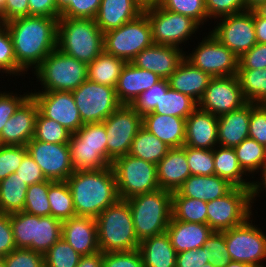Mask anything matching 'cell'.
Instances as JSON below:
<instances>
[{
    "label": "cell",
    "mask_w": 266,
    "mask_h": 267,
    "mask_svg": "<svg viewBox=\"0 0 266 267\" xmlns=\"http://www.w3.org/2000/svg\"><path fill=\"white\" fill-rule=\"evenodd\" d=\"M104 33L95 19L59 17L57 49L86 64L104 51Z\"/></svg>",
    "instance_id": "3"
},
{
    "label": "cell",
    "mask_w": 266,
    "mask_h": 267,
    "mask_svg": "<svg viewBox=\"0 0 266 267\" xmlns=\"http://www.w3.org/2000/svg\"><path fill=\"white\" fill-rule=\"evenodd\" d=\"M169 87L168 79H161L150 89L141 93L130 106L143 117L154 111L161 99V90H168Z\"/></svg>",
    "instance_id": "50"
},
{
    "label": "cell",
    "mask_w": 266,
    "mask_h": 267,
    "mask_svg": "<svg viewBox=\"0 0 266 267\" xmlns=\"http://www.w3.org/2000/svg\"><path fill=\"white\" fill-rule=\"evenodd\" d=\"M62 221L53 216L33 215L32 251L45 254L60 238Z\"/></svg>",
    "instance_id": "35"
},
{
    "label": "cell",
    "mask_w": 266,
    "mask_h": 267,
    "mask_svg": "<svg viewBox=\"0 0 266 267\" xmlns=\"http://www.w3.org/2000/svg\"><path fill=\"white\" fill-rule=\"evenodd\" d=\"M247 103L237 75L212 77L198 102V108L219 117L240 109Z\"/></svg>",
    "instance_id": "17"
},
{
    "label": "cell",
    "mask_w": 266,
    "mask_h": 267,
    "mask_svg": "<svg viewBox=\"0 0 266 267\" xmlns=\"http://www.w3.org/2000/svg\"><path fill=\"white\" fill-rule=\"evenodd\" d=\"M235 186L217 175H190L177 190L182 196L205 202L221 198Z\"/></svg>",
    "instance_id": "31"
},
{
    "label": "cell",
    "mask_w": 266,
    "mask_h": 267,
    "mask_svg": "<svg viewBox=\"0 0 266 267\" xmlns=\"http://www.w3.org/2000/svg\"><path fill=\"white\" fill-rule=\"evenodd\" d=\"M266 69V44L257 43L238 61V70Z\"/></svg>",
    "instance_id": "59"
},
{
    "label": "cell",
    "mask_w": 266,
    "mask_h": 267,
    "mask_svg": "<svg viewBox=\"0 0 266 267\" xmlns=\"http://www.w3.org/2000/svg\"><path fill=\"white\" fill-rule=\"evenodd\" d=\"M185 58L211 77L237 75L239 58L211 32Z\"/></svg>",
    "instance_id": "15"
},
{
    "label": "cell",
    "mask_w": 266,
    "mask_h": 267,
    "mask_svg": "<svg viewBox=\"0 0 266 267\" xmlns=\"http://www.w3.org/2000/svg\"><path fill=\"white\" fill-rule=\"evenodd\" d=\"M82 255L62 237L44 254L45 267H77Z\"/></svg>",
    "instance_id": "45"
},
{
    "label": "cell",
    "mask_w": 266,
    "mask_h": 267,
    "mask_svg": "<svg viewBox=\"0 0 266 267\" xmlns=\"http://www.w3.org/2000/svg\"><path fill=\"white\" fill-rule=\"evenodd\" d=\"M142 125L170 148L184 146L186 119L171 115L148 113L142 117Z\"/></svg>",
    "instance_id": "29"
},
{
    "label": "cell",
    "mask_w": 266,
    "mask_h": 267,
    "mask_svg": "<svg viewBox=\"0 0 266 267\" xmlns=\"http://www.w3.org/2000/svg\"><path fill=\"white\" fill-rule=\"evenodd\" d=\"M26 147L47 180L66 181L74 172L68 144L47 143L32 138Z\"/></svg>",
    "instance_id": "18"
},
{
    "label": "cell",
    "mask_w": 266,
    "mask_h": 267,
    "mask_svg": "<svg viewBox=\"0 0 266 267\" xmlns=\"http://www.w3.org/2000/svg\"><path fill=\"white\" fill-rule=\"evenodd\" d=\"M103 267H144L138 249L120 252L102 253Z\"/></svg>",
    "instance_id": "55"
},
{
    "label": "cell",
    "mask_w": 266,
    "mask_h": 267,
    "mask_svg": "<svg viewBox=\"0 0 266 267\" xmlns=\"http://www.w3.org/2000/svg\"><path fill=\"white\" fill-rule=\"evenodd\" d=\"M233 149L241 168L247 175L249 174L248 177L252 174V178H254V173L260 171L259 175H263L266 170V147L264 145L247 137Z\"/></svg>",
    "instance_id": "38"
},
{
    "label": "cell",
    "mask_w": 266,
    "mask_h": 267,
    "mask_svg": "<svg viewBox=\"0 0 266 267\" xmlns=\"http://www.w3.org/2000/svg\"><path fill=\"white\" fill-rule=\"evenodd\" d=\"M261 179H256L255 181V190H254V198L259 197L258 195L265 189L266 190V170L263 175L260 176ZM260 180V181H259ZM262 180V181H261ZM266 192V191H265Z\"/></svg>",
    "instance_id": "67"
},
{
    "label": "cell",
    "mask_w": 266,
    "mask_h": 267,
    "mask_svg": "<svg viewBox=\"0 0 266 267\" xmlns=\"http://www.w3.org/2000/svg\"><path fill=\"white\" fill-rule=\"evenodd\" d=\"M77 267H103L102 252L81 256Z\"/></svg>",
    "instance_id": "66"
},
{
    "label": "cell",
    "mask_w": 266,
    "mask_h": 267,
    "mask_svg": "<svg viewBox=\"0 0 266 267\" xmlns=\"http://www.w3.org/2000/svg\"><path fill=\"white\" fill-rule=\"evenodd\" d=\"M71 1L74 0H55L57 9L60 13L70 4Z\"/></svg>",
    "instance_id": "69"
},
{
    "label": "cell",
    "mask_w": 266,
    "mask_h": 267,
    "mask_svg": "<svg viewBox=\"0 0 266 267\" xmlns=\"http://www.w3.org/2000/svg\"><path fill=\"white\" fill-rule=\"evenodd\" d=\"M61 237L82 256L100 251L96 218L74 216L62 221Z\"/></svg>",
    "instance_id": "22"
},
{
    "label": "cell",
    "mask_w": 266,
    "mask_h": 267,
    "mask_svg": "<svg viewBox=\"0 0 266 267\" xmlns=\"http://www.w3.org/2000/svg\"><path fill=\"white\" fill-rule=\"evenodd\" d=\"M252 221L250 216L242 224L225 230L227 255L232 261L243 262L252 267H266L263 264V260L266 261V233L253 225Z\"/></svg>",
    "instance_id": "12"
},
{
    "label": "cell",
    "mask_w": 266,
    "mask_h": 267,
    "mask_svg": "<svg viewBox=\"0 0 266 267\" xmlns=\"http://www.w3.org/2000/svg\"><path fill=\"white\" fill-rule=\"evenodd\" d=\"M254 10L261 16L266 18V1L260 3Z\"/></svg>",
    "instance_id": "70"
},
{
    "label": "cell",
    "mask_w": 266,
    "mask_h": 267,
    "mask_svg": "<svg viewBox=\"0 0 266 267\" xmlns=\"http://www.w3.org/2000/svg\"><path fill=\"white\" fill-rule=\"evenodd\" d=\"M251 102L218 117V145L234 148L249 137Z\"/></svg>",
    "instance_id": "27"
},
{
    "label": "cell",
    "mask_w": 266,
    "mask_h": 267,
    "mask_svg": "<svg viewBox=\"0 0 266 267\" xmlns=\"http://www.w3.org/2000/svg\"><path fill=\"white\" fill-rule=\"evenodd\" d=\"M211 262L208 259L207 247L183 251L176 256V267H202Z\"/></svg>",
    "instance_id": "61"
},
{
    "label": "cell",
    "mask_w": 266,
    "mask_h": 267,
    "mask_svg": "<svg viewBox=\"0 0 266 267\" xmlns=\"http://www.w3.org/2000/svg\"><path fill=\"white\" fill-rule=\"evenodd\" d=\"M254 25H255V35L257 43L266 44V18L261 17L254 10Z\"/></svg>",
    "instance_id": "65"
},
{
    "label": "cell",
    "mask_w": 266,
    "mask_h": 267,
    "mask_svg": "<svg viewBox=\"0 0 266 267\" xmlns=\"http://www.w3.org/2000/svg\"><path fill=\"white\" fill-rule=\"evenodd\" d=\"M3 260L5 267H45L44 255L26 248H16Z\"/></svg>",
    "instance_id": "52"
},
{
    "label": "cell",
    "mask_w": 266,
    "mask_h": 267,
    "mask_svg": "<svg viewBox=\"0 0 266 267\" xmlns=\"http://www.w3.org/2000/svg\"><path fill=\"white\" fill-rule=\"evenodd\" d=\"M202 267H216L212 262L206 263Z\"/></svg>",
    "instance_id": "73"
},
{
    "label": "cell",
    "mask_w": 266,
    "mask_h": 267,
    "mask_svg": "<svg viewBox=\"0 0 266 267\" xmlns=\"http://www.w3.org/2000/svg\"><path fill=\"white\" fill-rule=\"evenodd\" d=\"M57 24V18L30 15L6 22L17 65L26 74L57 48Z\"/></svg>",
    "instance_id": "1"
},
{
    "label": "cell",
    "mask_w": 266,
    "mask_h": 267,
    "mask_svg": "<svg viewBox=\"0 0 266 267\" xmlns=\"http://www.w3.org/2000/svg\"><path fill=\"white\" fill-rule=\"evenodd\" d=\"M213 157L215 175L228 180L235 187L255 188V181H249L233 148L217 145L213 149Z\"/></svg>",
    "instance_id": "33"
},
{
    "label": "cell",
    "mask_w": 266,
    "mask_h": 267,
    "mask_svg": "<svg viewBox=\"0 0 266 267\" xmlns=\"http://www.w3.org/2000/svg\"><path fill=\"white\" fill-rule=\"evenodd\" d=\"M185 54L183 48L153 44L138 53L131 63L138 68L154 72L161 79H168L185 58Z\"/></svg>",
    "instance_id": "21"
},
{
    "label": "cell",
    "mask_w": 266,
    "mask_h": 267,
    "mask_svg": "<svg viewBox=\"0 0 266 267\" xmlns=\"http://www.w3.org/2000/svg\"><path fill=\"white\" fill-rule=\"evenodd\" d=\"M27 153L26 146L0 145V181L16 172Z\"/></svg>",
    "instance_id": "51"
},
{
    "label": "cell",
    "mask_w": 266,
    "mask_h": 267,
    "mask_svg": "<svg viewBox=\"0 0 266 267\" xmlns=\"http://www.w3.org/2000/svg\"><path fill=\"white\" fill-rule=\"evenodd\" d=\"M143 11L137 0H101L95 22L106 33L137 18Z\"/></svg>",
    "instance_id": "26"
},
{
    "label": "cell",
    "mask_w": 266,
    "mask_h": 267,
    "mask_svg": "<svg viewBox=\"0 0 266 267\" xmlns=\"http://www.w3.org/2000/svg\"><path fill=\"white\" fill-rule=\"evenodd\" d=\"M186 156L191 175L211 176L215 174L213 149L186 146Z\"/></svg>",
    "instance_id": "49"
},
{
    "label": "cell",
    "mask_w": 266,
    "mask_h": 267,
    "mask_svg": "<svg viewBox=\"0 0 266 267\" xmlns=\"http://www.w3.org/2000/svg\"><path fill=\"white\" fill-rule=\"evenodd\" d=\"M66 182L73 197L76 216L97 218L119 200L111 166L98 170L74 171Z\"/></svg>",
    "instance_id": "2"
},
{
    "label": "cell",
    "mask_w": 266,
    "mask_h": 267,
    "mask_svg": "<svg viewBox=\"0 0 266 267\" xmlns=\"http://www.w3.org/2000/svg\"><path fill=\"white\" fill-rule=\"evenodd\" d=\"M211 78L208 73L201 71L184 58L168 78V82L172 89L190 96L198 103Z\"/></svg>",
    "instance_id": "30"
},
{
    "label": "cell",
    "mask_w": 266,
    "mask_h": 267,
    "mask_svg": "<svg viewBox=\"0 0 266 267\" xmlns=\"http://www.w3.org/2000/svg\"><path fill=\"white\" fill-rule=\"evenodd\" d=\"M190 175L185 145L171 148L157 164V181L163 190L177 191Z\"/></svg>",
    "instance_id": "25"
},
{
    "label": "cell",
    "mask_w": 266,
    "mask_h": 267,
    "mask_svg": "<svg viewBox=\"0 0 266 267\" xmlns=\"http://www.w3.org/2000/svg\"><path fill=\"white\" fill-rule=\"evenodd\" d=\"M144 8L158 5L161 0H137Z\"/></svg>",
    "instance_id": "72"
},
{
    "label": "cell",
    "mask_w": 266,
    "mask_h": 267,
    "mask_svg": "<svg viewBox=\"0 0 266 267\" xmlns=\"http://www.w3.org/2000/svg\"><path fill=\"white\" fill-rule=\"evenodd\" d=\"M203 246L207 247L208 259L216 267H223L229 261L225 231H213Z\"/></svg>",
    "instance_id": "53"
},
{
    "label": "cell",
    "mask_w": 266,
    "mask_h": 267,
    "mask_svg": "<svg viewBox=\"0 0 266 267\" xmlns=\"http://www.w3.org/2000/svg\"><path fill=\"white\" fill-rule=\"evenodd\" d=\"M143 12L150 23L154 44L181 48L180 44L192 39L190 37L201 28L191 17L171 12L159 5L145 7Z\"/></svg>",
    "instance_id": "11"
},
{
    "label": "cell",
    "mask_w": 266,
    "mask_h": 267,
    "mask_svg": "<svg viewBox=\"0 0 266 267\" xmlns=\"http://www.w3.org/2000/svg\"><path fill=\"white\" fill-rule=\"evenodd\" d=\"M197 107L198 103L190 96L169 87L168 90H161L159 104L151 113L187 119Z\"/></svg>",
    "instance_id": "39"
},
{
    "label": "cell",
    "mask_w": 266,
    "mask_h": 267,
    "mask_svg": "<svg viewBox=\"0 0 266 267\" xmlns=\"http://www.w3.org/2000/svg\"><path fill=\"white\" fill-rule=\"evenodd\" d=\"M161 78L154 72L138 68L128 62L122 68L116 85V96L121 104L130 105L141 93L158 83Z\"/></svg>",
    "instance_id": "24"
},
{
    "label": "cell",
    "mask_w": 266,
    "mask_h": 267,
    "mask_svg": "<svg viewBox=\"0 0 266 267\" xmlns=\"http://www.w3.org/2000/svg\"><path fill=\"white\" fill-rule=\"evenodd\" d=\"M10 223L16 248L32 250L33 215L24 211L11 213Z\"/></svg>",
    "instance_id": "48"
},
{
    "label": "cell",
    "mask_w": 266,
    "mask_h": 267,
    "mask_svg": "<svg viewBox=\"0 0 266 267\" xmlns=\"http://www.w3.org/2000/svg\"><path fill=\"white\" fill-rule=\"evenodd\" d=\"M208 18L219 19L224 16L246 11L245 0H205Z\"/></svg>",
    "instance_id": "54"
},
{
    "label": "cell",
    "mask_w": 266,
    "mask_h": 267,
    "mask_svg": "<svg viewBox=\"0 0 266 267\" xmlns=\"http://www.w3.org/2000/svg\"><path fill=\"white\" fill-rule=\"evenodd\" d=\"M30 94L37 102L39 112L44 117L58 122L72 134L76 133L84 125L72 92H36L35 90Z\"/></svg>",
    "instance_id": "19"
},
{
    "label": "cell",
    "mask_w": 266,
    "mask_h": 267,
    "mask_svg": "<svg viewBox=\"0 0 266 267\" xmlns=\"http://www.w3.org/2000/svg\"><path fill=\"white\" fill-rule=\"evenodd\" d=\"M125 64L124 60L103 51L95 60L87 64V79L116 88Z\"/></svg>",
    "instance_id": "34"
},
{
    "label": "cell",
    "mask_w": 266,
    "mask_h": 267,
    "mask_svg": "<svg viewBox=\"0 0 266 267\" xmlns=\"http://www.w3.org/2000/svg\"><path fill=\"white\" fill-rule=\"evenodd\" d=\"M5 0H0V12L3 10Z\"/></svg>",
    "instance_id": "74"
},
{
    "label": "cell",
    "mask_w": 266,
    "mask_h": 267,
    "mask_svg": "<svg viewBox=\"0 0 266 267\" xmlns=\"http://www.w3.org/2000/svg\"><path fill=\"white\" fill-rule=\"evenodd\" d=\"M28 5L30 16L60 17L55 0H28Z\"/></svg>",
    "instance_id": "64"
},
{
    "label": "cell",
    "mask_w": 266,
    "mask_h": 267,
    "mask_svg": "<svg viewBox=\"0 0 266 267\" xmlns=\"http://www.w3.org/2000/svg\"><path fill=\"white\" fill-rule=\"evenodd\" d=\"M15 173H17L28 186L47 180L40 166L28 153L24 156Z\"/></svg>",
    "instance_id": "60"
},
{
    "label": "cell",
    "mask_w": 266,
    "mask_h": 267,
    "mask_svg": "<svg viewBox=\"0 0 266 267\" xmlns=\"http://www.w3.org/2000/svg\"><path fill=\"white\" fill-rule=\"evenodd\" d=\"M68 145L74 171L111 166L107 159V136L103 122L84 124L71 134Z\"/></svg>",
    "instance_id": "7"
},
{
    "label": "cell",
    "mask_w": 266,
    "mask_h": 267,
    "mask_svg": "<svg viewBox=\"0 0 266 267\" xmlns=\"http://www.w3.org/2000/svg\"><path fill=\"white\" fill-rule=\"evenodd\" d=\"M255 188L234 187L225 196L207 202V224L222 232L245 222L252 216Z\"/></svg>",
    "instance_id": "9"
},
{
    "label": "cell",
    "mask_w": 266,
    "mask_h": 267,
    "mask_svg": "<svg viewBox=\"0 0 266 267\" xmlns=\"http://www.w3.org/2000/svg\"><path fill=\"white\" fill-rule=\"evenodd\" d=\"M249 137L266 147V104L251 103Z\"/></svg>",
    "instance_id": "56"
},
{
    "label": "cell",
    "mask_w": 266,
    "mask_h": 267,
    "mask_svg": "<svg viewBox=\"0 0 266 267\" xmlns=\"http://www.w3.org/2000/svg\"><path fill=\"white\" fill-rule=\"evenodd\" d=\"M138 240L166 232L172 218V192L159 188L126 200Z\"/></svg>",
    "instance_id": "5"
},
{
    "label": "cell",
    "mask_w": 266,
    "mask_h": 267,
    "mask_svg": "<svg viewBox=\"0 0 266 267\" xmlns=\"http://www.w3.org/2000/svg\"><path fill=\"white\" fill-rule=\"evenodd\" d=\"M223 267H252V266L243 262H236L229 260Z\"/></svg>",
    "instance_id": "71"
},
{
    "label": "cell",
    "mask_w": 266,
    "mask_h": 267,
    "mask_svg": "<svg viewBox=\"0 0 266 267\" xmlns=\"http://www.w3.org/2000/svg\"><path fill=\"white\" fill-rule=\"evenodd\" d=\"M138 250L144 267H176V250L166 232L142 240Z\"/></svg>",
    "instance_id": "32"
},
{
    "label": "cell",
    "mask_w": 266,
    "mask_h": 267,
    "mask_svg": "<svg viewBox=\"0 0 266 267\" xmlns=\"http://www.w3.org/2000/svg\"><path fill=\"white\" fill-rule=\"evenodd\" d=\"M71 132L53 119L38 113L35 125L34 139L47 143L68 144Z\"/></svg>",
    "instance_id": "44"
},
{
    "label": "cell",
    "mask_w": 266,
    "mask_h": 267,
    "mask_svg": "<svg viewBox=\"0 0 266 267\" xmlns=\"http://www.w3.org/2000/svg\"><path fill=\"white\" fill-rule=\"evenodd\" d=\"M54 181L46 180L28 186L23 211L36 216H50L51 209L48 199L49 186Z\"/></svg>",
    "instance_id": "43"
},
{
    "label": "cell",
    "mask_w": 266,
    "mask_h": 267,
    "mask_svg": "<svg viewBox=\"0 0 266 267\" xmlns=\"http://www.w3.org/2000/svg\"><path fill=\"white\" fill-rule=\"evenodd\" d=\"M184 145L214 149L218 145V117L197 107L186 119Z\"/></svg>",
    "instance_id": "23"
},
{
    "label": "cell",
    "mask_w": 266,
    "mask_h": 267,
    "mask_svg": "<svg viewBox=\"0 0 266 267\" xmlns=\"http://www.w3.org/2000/svg\"><path fill=\"white\" fill-rule=\"evenodd\" d=\"M153 44L150 23L144 12L121 27L104 33V52L126 63Z\"/></svg>",
    "instance_id": "10"
},
{
    "label": "cell",
    "mask_w": 266,
    "mask_h": 267,
    "mask_svg": "<svg viewBox=\"0 0 266 267\" xmlns=\"http://www.w3.org/2000/svg\"><path fill=\"white\" fill-rule=\"evenodd\" d=\"M246 1V11L253 10L260 3L265 2L266 0H245Z\"/></svg>",
    "instance_id": "68"
},
{
    "label": "cell",
    "mask_w": 266,
    "mask_h": 267,
    "mask_svg": "<svg viewBox=\"0 0 266 267\" xmlns=\"http://www.w3.org/2000/svg\"><path fill=\"white\" fill-rule=\"evenodd\" d=\"M51 216L61 221L76 216L73 197L66 181H54L48 191Z\"/></svg>",
    "instance_id": "42"
},
{
    "label": "cell",
    "mask_w": 266,
    "mask_h": 267,
    "mask_svg": "<svg viewBox=\"0 0 266 267\" xmlns=\"http://www.w3.org/2000/svg\"><path fill=\"white\" fill-rule=\"evenodd\" d=\"M15 249L10 214L0 213V256H7Z\"/></svg>",
    "instance_id": "62"
},
{
    "label": "cell",
    "mask_w": 266,
    "mask_h": 267,
    "mask_svg": "<svg viewBox=\"0 0 266 267\" xmlns=\"http://www.w3.org/2000/svg\"><path fill=\"white\" fill-rule=\"evenodd\" d=\"M113 168L119 199L158 190L157 165L127 154L115 159Z\"/></svg>",
    "instance_id": "8"
},
{
    "label": "cell",
    "mask_w": 266,
    "mask_h": 267,
    "mask_svg": "<svg viewBox=\"0 0 266 267\" xmlns=\"http://www.w3.org/2000/svg\"><path fill=\"white\" fill-rule=\"evenodd\" d=\"M158 5L171 12L191 17L200 27L209 21L205 0H161Z\"/></svg>",
    "instance_id": "46"
},
{
    "label": "cell",
    "mask_w": 266,
    "mask_h": 267,
    "mask_svg": "<svg viewBox=\"0 0 266 267\" xmlns=\"http://www.w3.org/2000/svg\"><path fill=\"white\" fill-rule=\"evenodd\" d=\"M212 232L208 224L183 222L173 217L166 229L171 245L177 254L201 248Z\"/></svg>",
    "instance_id": "28"
},
{
    "label": "cell",
    "mask_w": 266,
    "mask_h": 267,
    "mask_svg": "<svg viewBox=\"0 0 266 267\" xmlns=\"http://www.w3.org/2000/svg\"><path fill=\"white\" fill-rule=\"evenodd\" d=\"M237 76L248 102L266 104V69L238 70Z\"/></svg>",
    "instance_id": "41"
},
{
    "label": "cell",
    "mask_w": 266,
    "mask_h": 267,
    "mask_svg": "<svg viewBox=\"0 0 266 267\" xmlns=\"http://www.w3.org/2000/svg\"><path fill=\"white\" fill-rule=\"evenodd\" d=\"M101 0H74L60 13V17L95 19Z\"/></svg>",
    "instance_id": "57"
},
{
    "label": "cell",
    "mask_w": 266,
    "mask_h": 267,
    "mask_svg": "<svg viewBox=\"0 0 266 267\" xmlns=\"http://www.w3.org/2000/svg\"><path fill=\"white\" fill-rule=\"evenodd\" d=\"M83 124L107 119L120 105L115 88L86 80L72 91Z\"/></svg>",
    "instance_id": "14"
},
{
    "label": "cell",
    "mask_w": 266,
    "mask_h": 267,
    "mask_svg": "<svg viewBox=\"0 0 266 267\" xmlns=\"http://www.w3.org/2000/svg\"><path fill=\"white\" fill-rule=\"evenodd\" d=\"M107 136V159L112 162L129 154L132 142L142 125V116L130 105H120L103 121Z\"/></svg>",
    "instance_id": "13"
},
{
    "label": "cell",
    "mask_w": 266,
    "mask_h": 267,
    "mask_svg": "<svg viewBox=\"0 0 266 267\" xmlns=\"http://www.w3.org/2000/svg\"><path fill=\"white\" fill-rule=\"evenodd\" d=\"M170 149L165 142L142 126L133 139L129 154L157 165Z\"/></svg>",
    "instance_id": "37"
},
{
    "label": "cell",
    "mask_w": 266,
    "mask_h": 267,
    "mask_svg": "<svg viewBox=\"0 0 266 267\" xmlns=\"http://www.w3.org/2000/svg\"><path fill=\"white\" fill-rule=\"evenodd\" d=\"M2 92L0 91V134L10 117L14 115L18 107L31 95L30 92H24L23 95L9 91Z\"/></svg>",
    "instance_id": "58"
},
{
    "label": "cell",
    "mask_w": 266,
    "mask_h": 267,
    "mask_svg": "<svg viewBox=\"0 0 266 267\" xmlns=\"http://www.w3.org/2000/svg\"><path fill=\"white\" fill-rule=\"evenodd\" d=\"M28 185L17 173L0 181V213L23 211Z\"/></svg>",
    "instance_id": "36"
},
{
    "label": "cell",
    "mask_w": 266,
    "mask_h": 267,
    "mask_svg": "<svg viewBox=\"0 0 266 267\" xmlns=\"http://www.w3.org/2000/svg\"><path fill=\"white\" fill-rule=\"evenodd\" d=\"M6 73L10 76H25L26 74L18 65L15 58L13 42L7 25L0 22V73Z\"/></svg>",
    "instance_id": "47"
},
{
    "label": "cell",
    "mask_w": 266,
    "mask_h": 267,
    "mask_svg": "<svg viewBox=\"0 0 266 267\" xmlns=\"http://www.w3.org/2000/svg\"><path fill=\"white\" fill-rule=\"evenodd\" d=\"M29 16L28 0H5L0 12V22H8L15 18Z\"/></svg>",
    "instance_id": "63"
},
{
    "label": "cell",
    "mask_w": 266,
    "mask_h": 267,
    "mask_svg": "<svg viewBox=\"0 0 266 267\" xmlns=\"http://www.w3.org/2000/svg\"><path fill=\"white\" fill-rule=\"evenodd\" d=\"M0 267H5V263L2 256H0Z\"/></svg>",
    "instance_id": "75"
},
{
    "label": "cell",
    "mask_w": 266,
    "mask_h": 267,
    "mask_svg": "<svg viewBox=\"0 0 266 267\" xmlns=\"http://www.w3.org/2000/svg\"><path fill=\"white\" fill-rule=\"evenodd\" d=\"M172 217L183 222L207 224V202L172 192Z\"/></svg>",
    "instance_id": "40"
},
{
    "label": "cell",
    "mask_w": 266,
    "mask_h": 267,
    "mask_svg": "<svg viewBox=\"0 0 266 267\" xmlns=\"http://www.w3.org/2000/svg\"><path fill=\"white\" fill-rule=\"evenodd\" d=\"M217 26L210 31L223 45L238 58L255 44L254 9L217 19Z\"/></svg>",
    "instance_id": "16"
},
{
    "label": "cell",
    "mask_w": 266,
    "mask_h": 267,
    "mask_svg": "<svg viewBox=\"0 0 266 267\" xmlns=\"http://www.w3.org/2000/svg\"><path fill=\"white\" fill-rule=\"evenodd\" d=\"M42 86L38 92H72L87 80V64L55 49L32 72Z\"/></svg>",
    "instance_id": "6"
},
{
    "label": "cell",
    "mask_w": 266,
    "mask_h": 267,
    "mask_svg": "<svg viewBox=\"0 0 266 267\" xmlns=\"http://www.w3.org/2000/svg\"><path fill=\"white\" fill-rule=\"evenodd\" d=\"M38 113V104L30 95L3 127L0 145L26 146L34 137Z\"/></svg>",
    "instance_id": "20"
},
{
    "label": "cell",
    "mask_w": 266,
    "mask_h": 267,
    "mask_svg": "<svg viewBox=\"0 0 266 267\" xmlns=\"http://www.w3.org/2000/svg\"><path fill=\"white\" fill-rule=\"evenodd\" d=\"M99 250L120 252L138 249V240L130 206L126 200L119 199L107 207L97 218Z\"/></svg>",
    "instance_id": "4"
}]
</instances>
